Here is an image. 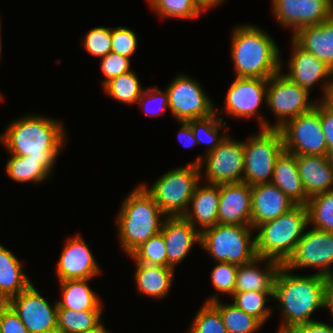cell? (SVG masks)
I'll return each instance as SVG.
<instances>
[{
  "label": "cell",
  "instance_id": "6da1fadb",
  "mask_svg": "<svg viewBox=\"0 0 333 333\" xmlns=\"http://www.w3.org/2000/svg\"><path fill=\"white\" fill-rule=\"evenodd\" d=\"M53 119L27 114L8 124L0 141L10 154L40 160L52 171L67 139L62 122Z\"/></svg>",
  "mask_w": 333,
  "mask_h": 333
},
{
  "label": "cell",
  "instance_id": "7a4b0ae2",
  "mask_svg": "<svg viewBox=\"0 0 333 333\" xmlns=\"http://www.w3.org/2000/svg\"><path fill=\"white\" fill-rule=\"evenodd\" d=\"M284 265L278 270L274 282L273 298L280 303L283 322L280 330L311 321V315L319 308H326L325 276L316 273L300 276L289 273Z\"/></svg>",
  "mask_w": 333,
  "mask_h": 333
},
{
  "label": "cell",
  "instance_id": "3957f363",
  "mask_svg": "<svg viewBox=\"0 0 333 333\" xmlns=\"http://www.w3.org/2000/svg\"><path fill=\"white\" fill-rule=\"evenodd\" d=\"M232 33L230 50L236 77L269 79L281 70V52L267 32L245 24Z\"/></svg>",
  "mask_w": 333,
  "mask_h": 333
},
{
  "label": "cell",
  "instance_id": "277c9868",
  "mask_svg": "<svg viewBox=\"0 0 333 333\" xmlns=\"http://www.w3.org/2000/svg\"><path fill=\"white\" fill-rule=\"evenodd\" d=\"M163 216L166 215L142 185L133 189L123 200L116 219L122 250L130 257L139 246L161 231Z\"/></svg>",
  "mask_w": 333,
  "mask_h": 333
},
{
  "label": "cell",
  "instance_id": "5b68a950",
  "mask_svg": "<svg viewBox=\"0 0 333 333\" xmlns=\"http://www.w3.org/2000/svg\"><path fill=\"white\" fill-rule=\"evenodd\" d=\"M309 225L306 205H295L274 220L257 226V257L269 258L284 265Z\"/></svg>",
  "mask_w": 333,
  "mask_h": 333
},
{
  "label": "cell",
  "instance_id": "8992f818",
  "mask_svg": "<svg viewBox=\"0 0 333 333\" xmlns=\"http://www.w3.org/2000/svg\"><path fill=\"white\" fill-rule=\"evenodd\" d=\"M202 171L199 165L189 163L166 172L150 188L145 184L141 185L166 217L183 216L188 210L196 186L202 181Z\"/></svg>",
  "mask_w": 333,
  "mask_h": 333
},
{
  "label": "cell",
  "instance_id": "52a82bcc",
  "mask_svg": "<svg viewBox=\"0 0 333 333\" xmlns=\"http://www.w3.org/2000/svg\"><path fill=\"white\" fill-rule=\"evenodd\" d=\"M252 226L216 224L201 232L200 246L215 262L244 265L256 257Z\"/></svg>",
  "mask_w": 333,
  "mask_h": 333
},
{
  "label": "cell",
  "instance_id": "ba28073f",
  "mask_svg": "<svg viewBox=\"0 0 333 333\" xmlns=\"http://www.w3.org/2000/svg\"><path fill=\"white\" fill-rule=\"evenodd\" d=\"M243 142V182L249 186L270 183L277 157L284 150L283 135L277 128H260Z\"/></svg>",
  "mask_w": 333,
  "mask_h": 333
},
{
  "label": "cell",
  "instance_id": "9c48e42d",
  "mask_svg": "<svg viewBox=\"0 0 333 333\" xmlns=\"http://www.w3.org/2000/svg\"><path fill=\"white\" fill-rule=\"evenodd\" d=\"M284 150L295 155L328 156L320 119V102L308 112L288 120L281 128Z\"/></svg>",
  "mask_w": 333,
  "mask_h": 333
},
{
  "label": "cell",
  "instance_id": "30bf717a",
  "mask_svg": "<svg viewBox=\"0 0 333 333\" xmlns=\"http://www.w3.org/2000/svg\"><path fill=\"white\" fill-rule=\"evenodd\" d=\"M281 70L268 79L266 105L278 119L272 128L280 129L288 120L310 111L317 102L310 101L306 89L293 83ZM309 99V100H308Z\"/></svg>",
  "mask_w": 333,
  "mask_h": 333
},
{
  "label": "cell",
  "instance_id": "8fae6325",
  "mask_svg": "<svg viewBox=\"0 0 333 333\" xmlns=\"http://www.w3.org/2000/svg\"><path fill=\"white\" fill-rule=\"evenodd\" d=\"M198 156L191 163L202 168L205 165L204 179L208 184L243 182L244 153L243 141L233 140L230 136L204 157Z\"/></svg>",
  "mask_w": 333,
  "mask_h": 333
},
{
  "label": "cell",
  "instance_id": "7c38bea8",
  "mask_svg": "<svg viewBox=\"0 0 333 333\" xmlns=\"http://www.w3.org/2000/svg\"><path fill=\"white\" fill-rule=\"evenodd\" d=\"M169 110L178 122L206 118L215 113L213 101L199 82L180 74L166 88Z\"/></svg>",
  "mask_w": 333,
  "mask_h": 333
},
{
  "label": "cell",
  "instance_id": "4fadbf2b",
  "mask_svg": "<svg viewBox=\"0 0 333 333\" xmlns=\"http://www.w3.org/2000/svg\"><path fill=\"white\" fill-rule=\"evenodd\" d=\"M267 86L268 79L236 77L230 85L226 99L223 102L225 110L221 108L218 111L215 108V113L222 114V111H225L233 118L244 119L258 116L257 122H259L260 128H272V125L258 112L263 100L266 101Z\"/></svg>",
  "mask_w": 333,
  "mask_h": 333
},
{
  "label": "cell",
  "instance_id": "5bb4252c",
  "mask_svg": "<svg viewBox=\"0 0 333 333\" xmlns=\"http://www.w3.org/2000/svg\"><path fill=\"white\" fill-rule=\"evenodd\" d=\"M333 233L312 228L303 234L293 255L284 264L289 271L318 268L316 274H333Z\"/></svg>",
  "mask_w": 333,
  "mask_h": 333
},
{
  "label": "cell",
  "instance_id": "9a60e30c",
  "mask_svg": "<svg viewBox=\"0 0 333 333\" xmlns=\"http://www.w3.org/2000/svg\"><path fill=\"white\" fill-rule=\"evenodd\" d=\"M7 304L15 311L29 333H58L57 302L50 304L32 283Z\"/></svg>",
  "mask_w": 333,
  "mask_h": 333
},
{
  "label": "cell",
  "instance_id": "2e32d148",
  "mask_svg": "<svg viewBox=\"0 0 333 333\" xmlns=\"http://www.w3.org/2000/svg\"><path fill=\"white\" fill-rule=\"evenodd\" d=\"M273 15L294 35L300 28L319 25L333 16V0H272Z\"/></svg>",
  "mask_w": 333,
  "mask_h": 333
},
{
  "label": "cell",
  "instance_id": "e0dca14e",
  "mask_svg": "<svg viewBox=\"0 0 333 333\" xmlns=\"http://www.w3.org/2000/svg\"><path fill=\"white\" fill-rule=\"evenodd\" d=\"M291 39L293 52L288 61V73L284 75L308 92L315 83L322 81L324 92L322 101L333 88V70L311 52L303 49L293 38Z\"/></svg>",
  "mask_w": 333,
  "mask_h": 333
},
{
  "label": "cell",
  "instance_id": "ac0fdd59",
  "mask_svg": "<svg viewBox=\"0 0 333 333\" xmlns=\"http://www.w3.org/2000/svg\"><path fill=\"white\" fill-rule=\"evenodd\" d=\"M69 238L56 264L58 281L93 279L99 275L96 259L80 234Z\"/></svg>",
  "mask_w": 333,
  "mask_h": 333
},
{
  "label": "cell",
  "instance_id": "d6986e66",
  "mask_svg": "<svg viewBox=\"0 0 333 333\" xmlns=\"http://www.w3.org/2000/svg\"><path fill=\"white\" fill-rule=\"evenodd\" d=\"M160 232L166 246L167 267L173 269L190 253L194 243H201V232L183 216L164 217Z\"/></svg>",
  "mask_w": 333,
  "mask_h": 333
},
{
  "label": "cell",
  "instance_id": "ffe728a7",
  "mask_svg": "<svg viewBox=\"0 0 333 333\" xmlns=\"http://www.w3.org/2000/svg\"><path fill=\"white\" fill-rule=\"evenodd\" d=\"M218 224L251 226V186L246 182L219 184Z\"/></svg>",
  "mask_w": 333,
  "mask_h": 333
},
{
  "label": "cell",
  "instance_id": "44dd1931",
  "mask_svg": "<svg viewBox=\"0 0 333 333\" xmlns=\"http://www.w3.org/2000/svg\"><path fill=\"white\" fill-rule=\"evenodd\" d=\"M251 226L255 229L286 213L296 204L277 186L271 183L251 186Z\"/></svg>",
  "mask_w": 333,
  "mask_h": 333
},
{
  "label": "cell",
  "instance_id": "7402d4cb",
  "mask_svg": "<svg viewBox=\"0 0 333 333\" xmlns=\"http://www.w3.org/2000/svg\"><path fill=\"white\" fill-rule=\"evenodd\" d=\"M296 162L309 198L333 189V156L296 155Z\"/></svg>",
  "mask_w": 333,
  "mask_h": 333
},
{
  "label": "cell",
  "instance_id": "603a6c76",
  "mask_svg": "<svg viewBox=\"0 0 333 333\" xmlns=\"http://www.w3.org/2000/svg\"><path fill=\"white\" fill-rule=\"evenodd\" d=\"M219 201V184L206 183L205 186H201L200 182L195 188L190 206L183 217L202 232L218 223Z\"/></svg>",
  "mask_w": 333,
  "mask_h": 333
},
{
  "label": "cell",
  "instance_id": "cb8c5ba5",
  "mask_svg": "<svg viewBox=\"0 0 333 333\" xmlns=\"http://www.w3.org/2000/svg\"><path fill=\"white\" fill-rule=\"evenodd\" d=\"M265 263V269L258 267ZM282 264L278 261L256 257L252 262L238 265L236 274L235 292L260 291L274 292V282Z\"/></svg>",
  "mask_w": 333,
  "mask_h": 333
},
{
  "label": "cell",
  "instance_id": "d4e9b609",
  "mask_svg": "<svg viewBox=\"0 0 333 333\" xmlns=\"http://www.w3.org/2000/svg\"><path fill=\"white\" fill-rule=\"evenodd\" d=\"M271 184L277 186L296 205H306L309 197L299 176L296 155L283 150L274 165Z\"/></svg>",
  "mask_w": 333,
  "mask_h": 333
},
{
  "label": "cell",
  "instance_id": "484cf974",
  "mask_svg": "<svg viewBox=\"0 0 333 333\" xmlns=\"http://www.w3.org/2000/svg\"><path fill=\"white\" fill-rule=\"evenodd\" d=\"M291 37L333 70V16L319 25L302 27Z\"/></svg>",
  "mask_w": 333,
  "mask_h": 333
},
{
  "label": "cell",
  "instance_id": "4316f807",
  "mask_svg": "<svg viewBox=\"0 0 333 333\" xmlns=\"http://www.w3.org/2000/svg\"><path fill=\"white\" fill-rule=\"evenodd\" d=\"M22 267L15 254L0 243V300L7 302L32 284Z\"/></svg>",
  "mask_w": 333,
  "mask_h": 333
},
{
  "label": "cell",
  "instance_id": "83f0119b",
  "mask_svg": "<svg viewBox=\"0 0 333 333\" xmlns=\"http://www.w3.org/2000/svg\"><path fill=\"white\" fill-rule=\"evenodd\" d=\"M134 277L140 294L162 299L169 294L172 285L174 269L171 267L135 263Z\"/></svg>",
  "mask_w": 333,
  "mask_h": 333
},
{
  "label": "cell",
  "instance_id": "f1b7e54d",
  "mask_svg": "<svg viewBox=\"0 0 333 333\" xmlns=\"http://www.w3.org/2000/svg\"><path fill=\"white\" fill-rule=\"evenodd\" d=\"M92 279H70L59 281L62 300L57 302L58 309L75 311L102 310L103 306L97 294L89 287Z\"/></svg>",
  "mask_w": 333,
  "mask_h": 333
},
{
  "label": "cell",
  "instance_id": "f546056e",
  "mask_svg": "<svg viewBox=\"0 0 333 333\" xmlns=\"http://www.w3.org/2000/svg\"><path fill=\"white\" fill-rule=\"evenodd\" d=\"M8 176L16 182L41 183L50 177L51 171L42 161L28 159V156L10 154L6 163Z\"/></svg>",
  "mask_w": 333,
  "mask_h": 333
},
{
  "label": "cell",
  "instance_id": "4dcf8cb0",
  "mask_svg": "<svg viewBox=\"0 0 333 333\" xmlns=\"http://www.w3.org/2000/svg\"><path fill=\"white\" fill-rule=\"evenodd\" d=\"M103 90L112 99L133 105L138 102L145 89L141 86L137 74L131 70L112 78L103 86Z\"/></svg>",
  "mask_w": 333,
  "mask_h": 333
},
{
  "label": "cell",
  "instance_id": "1f68e13d",
  "mask_svg": "<svg viewBox=\"0 0 333 333\" xmlns=\"http://www.w3.org/2000/svg\"><path fill=\"white\" fill-rule=\"evenodd\" d=\"M219 312L228 333H255L263 324L248 315L234 304L221 303L220 299L211 303Z\"/></svg>",
  "mask_w": 333,
  "mask_h": 333
},
{
  "label": "cell",
  "instance_id": "d6a6232c",
  "mask_svg": "<svg viewBox=\"0 0 333 333\" xmlns=\"http://www.w3.org/2000/svg\"><path fill=\"white\" fill-rule=\"evenodd\" d=\"M102 310L57 309L58 333H84L102 319Z\"/></svg>",
  "mask_w": 333,
  "mask_h": 333
},
{
  "label": "cell",
  "instance_id": "836d02e7",
  "mask_svg": "<svg viewBox=\"0 0 333 333\" xmlns=\"http://www.w3.org/2000/svg\"><path fill=\"white\" fill-rule=\"evenodd\" d=\"M306 208L309 225L333 233V189L309 198Z\"/></svg>",
  "mask_w": 333,
  "mask_h": 333
},
{
  "label": "cell",
  "instance_id": "e575fe53",
  "mask_svg": "<svg viewBox=\"0 0 333 333\" xmlns=\"http://www.w3.org/2000/svg\"><path fill=\"white\" fill-rule=\"evenodd\" d=\"M273 296L274 292H234L232 304L248 315L255 317L264 325L272 314V308L267 307L266 302Z\"/></svg>",
  "mask_w": 333,
  "mask_h": 333
},
{
  "label": "cell",
  "instance_id": "d590c367",
  "mask_svg": "<svg viewBox=\"0 0 333 333\" xmlns=\"http://www.w3.org/2000/svg\"><path fill=\"white\" fill-rule=\"evenodd\" d=\"M216 116V113H214L206 118L187 121L190 124L194 138L197 140V145H201L202 143L208 145L205 154L214 150L227 136L225 133L221 136L219 135L218 130H220V128H225L224 126H226V122L223 121L222 117L216 119ZM202 135L206 138H202Z\"/></svg>",
  "mask_w": 333,
  "mask_h": 333
},
{
  "label": "cell",
  "instance_id": "8d00e7d4",
  "mask_svg": "<svg viewBox=\"0 0 333 333\" xmlns=\"http://www.w3.org/2000/svg\"><path fill=\"white\" fill-rule=\"evenodd\" d=\"M148 4L159 17L195 19L205 12L195 0H148Z\"/></svg>",
  "mask_w": 333,
  "mask_h": 333
},
{
  "label": "cell",
  "instance_id": "74e56055",
  "mask_svg": "<svg viewBox=\"0 0 333 333\" xmlns=\"http://www.w3.org/2000/svg\"><path fill=\"white\" fill-rule=\"evenodd\" d=\"M136 263L167 267L166 246L161 232L150 237L131 255Z\"/></svg>",
  "mask_w": 333,
  "mask_h": 333
},
{
  "label": "cell",
  "instance_id": "f35d334b",
  "mask_svg": "<svg viewBox=\"0 0 333 333\" xmlns=\"http://www.w3.org/2000/svg\"><path fill=\"white\" fill-rule=\"evenodd\" d=\"M237 267L238 265L232 263L217 262V265L211 272V282L216 290V294L205 302L212 303L219 300L218 294L220 293L233 295L235 292Z\"/></svg>",
  "mask_w": 333,
  "mask_h": 333
},
{
  "label": "cell",
  "instance_id": "ab89813d",
  "mask_svg": "<svg viewBox=\"0 0 333 333\" xmlns=\"http://www.w3.org/2000/svg\"><path fill=\"white\" fill-rule=\"evenodd\" d=\"M189 328L194 333H228L220 312L208 302L200 307Z\"/></svg>",
  "mask_w": 333,
  "mask_h": 333
},
{
  "label": "cell",
  "instance_id": "60d3db41",
  "mask_svg": "<svg viewBox=\"0 0 333 333\" xmlns=\"http://www.w3.org/2000/svg\"><path fill=\"white\" fill-rule=\"evenodd\" d=\"M111 36L112 28L103 26L95 27L87 32L82 44L88 53L102 58L111 52Z\"/></svg>",
  "mask_w": 333,
  "mask_h": 333
},
{
  "label": "cell",
  "instance_id": "b9f144b4",
  "mask_svg": "<svg viewBox=\"0 0 333 333\" xmlns=\"http://www.w3.org/2000/svg\"><path fill=\"white\" fill-rule=\"evenodd\" d=\"M131 29L118 26L112 28L111 51L130 58L137 49V35Z\"/></svg>",
  "mask_w": 333,
  "mask_h": 333
},
{
  "label": "cell",
  "instance_id": "7bdbcfd3",
  "mask_svg": "<svg viewBox=\"0 0 333 333\" xmlns=\"http://www.w3.org/2000/svg\"><path fill=\"white\" fill-rule=\"evenodd\" d=\"M137 103H139L144 112L150 117L160 116L165 113L164 111L167 108H169L168 93L166 90L162 92L156 86L154 88H147L143 91ZM154 103H157L156 105H158V108L154 106L155 109L153 110L154 107L150 108V105H155Z\"/></svg>",
  "mask_w": 333,
  "mask_h": 333
},
{
  "label": "cell",
  "instance_id": "ee69618b",
  "mask_svg": "<svg viewBox=\"0 0 333 333\" xmlns=\"http://www.w3.org/2000/svg\"><path fill=\"white\" fill-rule=\"evenodd\" d=\"M130 62V58L121 56L112 51L105 57H102L100 68L105 75V79L102 81V86H104L112 78L131 71L132 69L130 68Z\"/></svg>",
  "mask_w": 333,
  "mask_h": 333
},
{
  "label": "cell",
  "instance_id": "f6af8a7d",
  "mask_svg": "<svg viewBox=\"0 0 333 333\" xmlns=\"http://www.w3.org/2000/svg\"><path fill=\"white\" fill-rule=\"evenodd\" d=\"M2 333H29L15 311L3 301Z\"/></svg>",
  "mask_w": 333,
  "mask_h": 333
},
{
  "label": "cell",
  "instance_id": "bcb514c9",
  "mask_svg": "<svg viewBox=\"0 0 333 333\" xmlns=\"http://www.w3.org/2000/svg\"><path fill=\"white\" fill-rule=\"evenodd\" d=\"M320 119L328 156H333V112L320 100Z\"/></svg>",
  "mask_w": 333,
  "mask_h": 333
},
{
  "label": "cell",
  "instance_id": "7dc6e473",
  "mask_svg": "<svg viewBox=\"0 0 333 333\" xmlns=\"http://www.w3.org/2000/svg\"><path fill=\"white\" fill-rule=\"evenodd\" d=\"M291 331L292 333H333V326L322 321L314 320L295 326Z\"/></svg>",
  "mask_w": 333,
  "mask_h": 333
},
{
  "label": "cell",
  "instance_id": "c3c4849f",
  "mask_svg": "<svg viewBox=\"0 0 333 333\" xmlns=\"http://www.w3.org/2000/svg\"><path fill=\"white\" fill-rule=\"evenodd\" d=\"M180 124L182 127L180 128L177 136L178 140L184 147H193L197 144V140L194 138L190 124L184 121L180 122Z\"/></svg>",
  "mask_w": 333,
  "mask_h": 333
},
{
  "label": "cell",
  "instance_id": "681fc988",
  "mask_svg": "<svg viewBox=\"0 0 333 333\" xmlns=\"http://www.w3.org/2000/svg\"><path fill=\"white\" fill-rule=\"evenodd\" d=\"M326 308L333 315V274L325 276Z\"/></svg>",
  "mask_w": 333,
  "mask_h": 333
},
{
  "label": "cell",
  "instance_id": "f907efd6",
  "mask_svg": "<svg viewBox=\"0 0 333 333\" xmlns=\"http://www.w3.org/2000/svg\"><path fill=\"white\" fill-rule=\"evenodd\" d=\"M195 1L206 12L209 8L219 6L225 0H195Z\"/></svg>",
  "mask_w": 333,
  "mask_h": 333
},
{
  "label": "cell",
  "instance_id": "816d5d0a",
  "mask_svg": "<svg viewBox=\"0 0 333 333\" xmlns=\"http://www.w3.org/2000/svg\"><path fill=\"white\" fill-rule=\"evenodd\" d=\"M84 333H110V331H108L105 326L101 323V321L96 324L93 328L87 330Z\"/></svg>",
  "mask_w": 333,
  "mask_h": 333
},
{
  "label": "cell",
  "instance_id": "f5cc1de1",
  "mask_svg": "<svg viewBox=\"0 0 333 333\" xmlns=\"http://www.w3.org/2000/svg\"><path fill=\"white\" fill-rule=\"evenodd\" d=\"M322 102L333 112V88L327 93Z\"/></svg>",
  "mask_w": 333,
  "mask_h": 333
},
{
  "label": "cell",
  "instance_id": "db71d44e",
  "mask_svg": "<svg viewBox=\"0 0 333 333\" xmlns=\"http://www.w3.org/2000/svg\"><path fill=\"white\" fill-rule=\"evenodd\" d=\"M2 317H3V301L0 300V333H2L1 332Z\"/></svg>",
  "mask_w": 333,
  "mask_h": 333
},
{
  "label": "cell",
  "instance_id": "11a10c76",
  "mask_svg": "<svg viewBox=\"0 0 333 333\" xmlns=\"http://www.w3.org/2000/svg\"><path fill=\"white\" fill-rule=\"evenodd\" d=\"M277 333H292L291 330H280L278 329Z\"/></svg>",
  "mask_w": 333,
  "mask_h": 333
},
{
  "label": "cell",
  "instance_id": "9f6ffc18",
  "mask_svg": "<svg viewBox=\"0 0 333 333\" xmlns=\"http://www.w3.org/2000/svg\"><path fill=\"white\" fill-rule=\"evenodd\" d=\"M0 25H1V23H0ZM0 28H1V26H0ZM1 30H2V29H0V57H1V53H2V52H1V51H2V45H1V44H2V43H1V36H2V35H1ZM0 59H1V58H0Z\"/></svg>",
  "mask_w": 333,
  "mask_h": 333
},
{
  "label": "cell",
  "instance_id": "6f0895ef",
  "mask_svg": "<svg viewBox=\"0 0 333 333\" xmlns=\"http://www.w3.org/2000/svg\"><path fill=\"white\" fill-rule=\"evenodd\" d=\"M188 333H194V332L189 328Z\"/></svg>",
  "mask_w": 333,
  "mask_h": 333
},
{
  "label": "cell",
  "instance_id": "680465c9",
  "mask_svg": "<svg viewBox=\"0 0 333 333\" xmlns=\"http://www.w3.org/2000/svg\"><path fill=\"white\" fill-rule=\"evenodd\" d=\"M2 99H3V96H2V94L0 93V100L2 101Z\"/></svg>",
  "mask_w": 333,
  "mask_h": 333
}]
</instances>
